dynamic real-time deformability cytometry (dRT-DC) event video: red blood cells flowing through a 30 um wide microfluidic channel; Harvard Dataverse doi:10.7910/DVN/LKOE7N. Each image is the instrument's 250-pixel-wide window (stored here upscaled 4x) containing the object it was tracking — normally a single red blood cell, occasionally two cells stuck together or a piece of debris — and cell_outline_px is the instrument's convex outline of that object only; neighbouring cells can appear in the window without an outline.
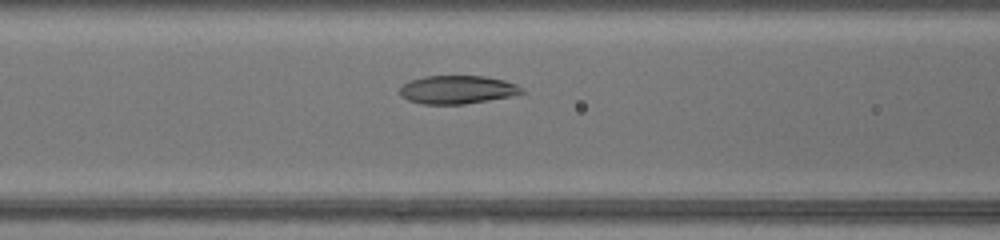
{"species": "common noctule bat (a hibernating species)", "species_latin": "Nyctalus noctula", "temperature_condition": "warm", "stored_images_in_passage": 39, "camera_frame_rate_fps": 3000, "um_per_image_px": 0.085, "animal": {"sex": "female", "body_mass_g": 17.0, "forearm_length_mm": 48.0}, "frame": {"image": 1, "passage_image": 12, "time_ms": 3.667, "image_size_px": [1000, 240], "cell_outline_px": [[524, 92], [508, 96], [488, 100], [464, 104], [420, 104], [408, 100], [400, 96], [400, 88], [404, 84], [412, 80], [424, 76], [484, 76], [504, 80], [516, 84], [524, 88]], "centroid_in_image_um": [38.86, 7.62], "position_along_channel_um": 127.7, "area_um2": 20.0}}
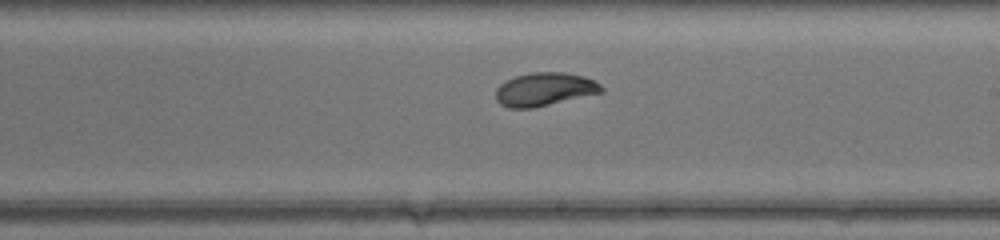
{"frame": {"image": 2, "passage_image": 20, "time_ms": 6.333, "image_size_px": [1000, 240], "cell_outline_px": [[604, 92], [532, 108], [508, 108], [500, 104], [496, 100], [496, 88], [500, 84], [516, 76], [532, 72], [564, 72], [584, 76], [600, 84], [604, 88]], "centroid_in_image_um": [46.29, 7.59], "position_along_channel_um": 242.7, "area_um2": 20.46}}
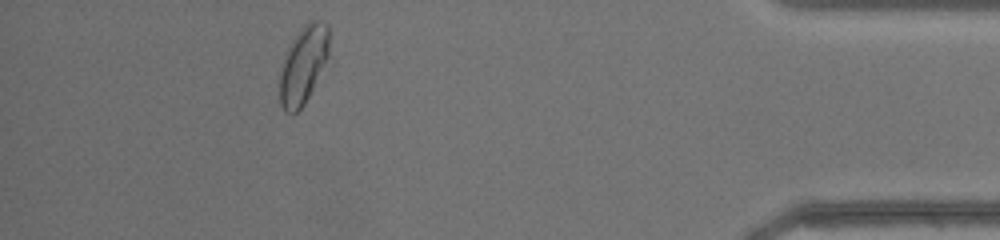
{"frame": {"image": 3, "passage_image": 35, "time_ms": 11.333, "image_size_px": [1000, 240], "cell_outline_px": [[328, 56], [304, 104], [292, 116], [284, 112], [280, 104], [280, 72], [284, 56], [292, 40], [304, 24], [308, 20], [320, 20], [328, 24]], "centroid_in_image_um": [25.75, 5.51], "position_along_channel_um": 409.4, "area_um2": 22.08}, "authors_computed_cell_mechanics": {"area_um2": 20.7502, "velocity_mm_per_s": 4.3197, "shape_relaxation_time_tau1_ms": 4.9201, "shape_relaxation_time_tau2_ms": 0.8598, "deformation_change_tau1": 0.172, "deformation_change_tau2": 0.0391}}